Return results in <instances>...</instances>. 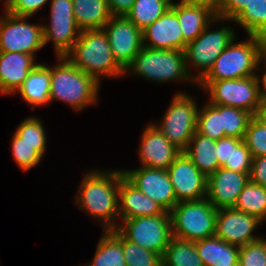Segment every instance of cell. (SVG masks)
I'll list each match as a JSON object with an SVG mask.
<instances>
[{"label":"cell","mask_w":266,"mask_h":266,"mask_svg":"<svg viewBox=\"0 0 266 266\" xmlns=\"http://www.w3.org/2000/svg\"><path fill=\"white\" fill-rule=\"evenodd\" d=\"M51 67L37 64L28 74L19 91L22 99L32 108L50 103Z\"/></svg>","instance_id":"24"},{"label":"cell","mask_w":266,"mask_h":266,"mask_svg":"<svg viewBox=\"0 0 266 266\" xmlns=\"http://www.w3.org/2000/svg\"><path fill=\"white\" fill-rule=\"evenodd\" d=\"M209 26L211 23L195 40L187 43L184 51L187 72L190 71L188 62L200 70L194 78L195 83L209 72L218 56L235 39V32L232 28L223 26L209 32Z\"/></svg>","instance_id":"10"},{"label":"cell","mask_w":266,"mask_h":266,"mask_svg":"<svg viewBox=\"0 0 266 266\" xmlns=\"http://www.w3.org/2000/svg\"><path fill=\"white\" fill-rule=\"evenodd\" d=\"M14 2V0H5V10H7L11 5L12 3Z\"/></svg>","instance_id":"48"},{"label":"cell","mask_w":266,"mask_h":266,"mask_svg":"<svg viewBox=\"0 0 266 266\" xmlns=\"http://www.w3.org/2000/svg\"><path fill=\"white\" fill-rule=\"evenodd\" d=\"M46 2L48 0H14L6 11L17 16L31 17L40 8H43Z\"/></svg>","instance_id":"40"},{"label":"cell","mask_w":266,"mask_h":266,"mask_svg":"<svg viewBox=\"0 0 266 266\" xmlns=\"http://www.w3.org/2000/svg\"><path fill=\"white\" fill-rule=\"evenodd\" d=\"M250 181L266 188V155L253 157Z\"/></svg>","instance_id":"42"},{"label":"cell","mask_w":266,"mask_h":266,"mask_svg":"<svg viewBox=\"0 0 266 266\" xmlns=\"http://www.w3.org/2000/svg\"><path fill=\"white\" fill-rule=\"evenodd\" d=\"M266 125V105H262L256 115Z\"/></svg>","instance_id":"47"},{"label":"cell","mask_w":266,"mask_h":266,"mask_svg":"<svg viewBox=\"0 0 266 266\" xmlns=\"http://www.w3.org/2000/svg\"><path fill=\"white\" fill-rule=\"evenodd\" d=\"M244 141L252 157L266 155V125L257 116L249 121Z\"/></svg>","instance_id":"36"},{"label":"cell","mask_w":266,"mask_h":266,"mask_svg":"<svg viewBox=\"0 0 266 266\" xmlns=\"http://www.w3.org/2000/svg\"><path fill=\"white\" fill-rule=\"evenodd\" d=\"M210 94L209 103L243 109L256 116L262 106L257 75L240 79L199 81Z\"/></svg>","instance_id":"7"},{"label":"cell","mask_w":266,"mask_h":266,"mask_svg":"<svg viewBox=\"0 0 266 266\" xmlns=\"http://www.w3.org/2000/svg\"><path fill=\"white\" fill-rule=\"evenodd\" d=\"M249 175L224 167L207 177L206 199L217 209L234 207Z\"/></svg>","instance_id":"17"},{"label":"cell","mask_w":266,"mask_h":266,"mask_svg":"<svg viewBox=\"0 0 266 266\" xmlns=\"http://www.w3.org/2000/svg\"><path fill=\"white\" fill-rule=\"evenodd\" d=\"M140 139L139 157L142 167L167 170L181 151L156 127L149 124Z\"/></svg>","instance_id":"18"},{"label":"cell","mask_w":266,"mask_h":266,"mask_svg":"<svg viewBox=\"0 0 266 266\" xmlns=\"http://www.w3.org/2000/svg\"><path fill=\"white\" fill-rule=\"evenodd\" d=\"M0 19V51L32 55L44 47L43 25L27 23L30 17L17 16L5 10Z\"/></svg>","instance_id":"11"},{"label":"cell","mask_w":266,"mask_h":266,"mask_svg":"<svg viewBox=\"0 0 266 266\" xmlns=\"http://www.w3.org/2000/svg\"><path fill=\"white\" fill-rule=\"evenodd\" d=\"M103 30L115 60L125 70L143 47L142 31L125 16H112Z\"/></svg>","instance_id":"13"},{"label":"cell","mask_w":266,"mask_h":266,"mask_svg":"<svg viewBox=\"0 0 266 266\" xmlns=\"http://www.w3.org/2000/svg\"><path fill=\"white\" fill-rule=\"evenodd\" d=\"M260 223L255 216L234 207L218 209L215 235L231 245L242 247L261 238L252 233Z\"/></svg>","instance_id":"16"},{"label":"cell","mask_w":266,"mask_h":266,"mask_svg":"<svg viewBox=\"0 0 266 266\" xmlns=\"http://www.w3.org/2000/svg\"><path fill=\"white\" fill-rule=\"evenodd\" d=\"M124 177L139 191L157 202L166 212L178 203L167 170L140 167L124 170Z\"/></svg>","instance_id":"14"},{"label":"cell","mask_w":266,"mask_h":266,"mask_svg":"<svg viewBox=\"0 0 266 266\" xmlns=\"http://www.w3.org/2000/svg\"><path fill=\"white\" fill-rule=\"evenodd\" d=\"M117 230L130 242L163 256L172 236L171 214L123 220Z\"/></svg>","instance_id":"8"},{"label":"cell","mask_w":266,"mask_h":266,"mask_svg":"<svg viewBox=\"0 0 266 266\" xmlns=\"http://www.w3.org/2000/svg\"><path fill=\"white\" fill-rule=\"evenodd\" d=\"M246 30L248 35L266 39V0H250L233 19Z\"/></svg>","instance_id":"31"},{"label":"cell","mask_w":266,"mask_h":266,"mask_svg":"<svg viewBox=\"0 0 266 266\" xmlns=\"http://www.w3.org/2000/svg\"><path fill=\"white\" fill-rule=\"evenodd\" d=\"M239 266H266V239L243 245L239 249Z\"/></svg>","instance_id":"39"},{"label":"cell","mask_w":266,"mask_h":266,"mask_svg":"<svg viewBox=\"0 0 266 266\" xmlns=\"http://www.w3.org/2000/svg\"><path fill=\"white\" fill-rule=\"evenodd\" d=\"M122 249L127 266H162V256L130 242L122 235Z\"/></svg>","instance_id":"35"},{"label":"cell","mask_w":266,"mask_h":266,"mask_svg":"<svg viewBox=\"0 0 266 266\" xmlns=\"http://www.w3.org/2000/svg\"><path fill=\"white\" fill-rule=\"evenodd\" d=\"M217 211L206 198L178 202L170 212L172 236L195 242L215 235Z\"/></svg>","instance_id":"6"},{"label":"cell","mask_w":266,"mask_h":266,"mask_svg":"<svg viewBox=\"0 0 266 266\" xmlns=\"http://www.w3.org/2000/svg\"><path fill=\"white\" fill-rule=\"evenodd\" d=\"M177 202L206 198L207 177L181 152L167 169Z\"/></svg>","instance_id":"15"},{"label":"cell","mask_w":266,"mask_h":266,"mask_svg":"<svg viewBox=\"0 0 266 266\" xmlns=\"http://www.w3.org/2000/svg\"><path fill=\"white\" fill-rule=\"evenodd\" d=\"M250 0H220L217 17L233 20Z\"/></svg>","instance_id":"41"},{"label":"cell","mask_w":266,"mask_h":266,"mask_svg":"<svg viewBox=\"0 0 266 266\" xmlns=\"http://www.w3.org/2000/svg\"><path fill=\"white\" fill-rule=\"evenodd\" d=\"M15 134L23 142L36 146V151L43 157L46 151V133L43 124L38 118L29 117L21 122Z\"/></svg>","instance_id":"34"},{"label":"cell","mask_w":266,"mask_h":266,"mask_svg":"<svg viewBox=\"0 0 266 266\" xmlns=\"http://www.w3.org/2000/svg\"><path fill=\"white\" fill-rule=\"evenodd\" d=\"M135 0H107L112 16H125L133 6Z\"/></svg>","instance_id":"44"},{"label":"cell","mask_w":266,"mask_h":266,"mask_svg":"<svg viewBox=\"0 0 266 266\" xmlns=\"http://www.w3.org/2000/svg\"><path fill=\"white\" fill-rule=\"evenodd\" d=\"M252 155L243 139L231 137L230 164L224 168L250 175Z\"/></svg>","instance_id":"38"},{"label":"cell","mask_w":266,"mask_h":266,"mask_svg":"<svg viewBox=\"0 0 266 266\" xmlns=\"http://www.w3.org/2000/svg\"><path fill=\"white\" fill-rule=\"evenodd\" d=\"M253 117L246 110L221 105V122L226 137L244 140L249 121Z\"/></svg>","instance_id":"33"},{"label":"cell","mask_w":266,"mask_h":266,"mask_svg":"<svg viewBox=\"0 0 266 266\" xmlns=\"http://www.w3.org/2000/svg\"><path fill=\"white\" fill-rule=\"evenodd\" d=\"M58 59L59 63L51 67L50 102L60 100L77 111L98 102L99 83L66 57Z\"/></svg>","instance_id":"4"},{"label":"cell","mask_w":266,"mask_h":266,"mask_svg":"<svg viewBox=\"0 0 266 266\" xmlns=\"http://www.w3.org/2000/svg\"><path fill=\"white\" fill-rule=\"evenodd\" d=\"M183 152L206 177H209L219 168L216 140L214 139L195 132Z\"/></svg>","instance_id":"26"},{"label":"cell","mask_w":266,"mask_h":266,"mask_svg":"<svg viewBox=\"0 0 266 266\" xmlns=\"http://www.w3.org/2000/svg\"><path fill=\"white\" fill-rule=\"evenodd\" d=\"M196 132L214 140L226 137L221 122V105L208 104L198 112Z\"/></svg>","instance_id":"32"},{"label":"cell","mask_w":266,"mask_h":266,"mask_svg":"<svg viewBox=\"0 0 266 266\" xmlns=\"http://www.w3.org/2000/svg\"><path fill=\"white\" fill-rule=\"evenodd\" d=\"M76 25L81 31L103 29L112 17L107 0H72Z\"/></svg>","instance_id":"25"},{"label":"cell","mask_w":266,"mask_h":266,"mask_svg":"<svg viewBox=\"0 0 266 266\" xmlns=\"http://www.w3.org/2000/svg\"><path fill=\"white\" fill-rule=\"evenodd\" d=\"M84 266H127L122 249V234L117 229L104 231L93 261Z\"/></svg>","instance_id":"27"},{"label":"cell","mask_w":266,"mask_h":266,"mask_svg":"<svg viewBox=\"0 0 266 266\" xmlns=\"http://www.w3.org/2000/svg\"><path fill=\"white\" fill-rule=\"evenodd\" d=\"M12 137V153L19 168L27 172L37 166L42 156L36 151V146L23 142L15 133Z\"/></svg>","instance_id":"37"},{"label":"cell","mask_w":266,"mask_h":266,"mask_svg":"<svg viewBox=\"0 0 266 266\" xmlns=\"http://www.w3.org/2000/svg\"><path fill=\"white\" fill-rule=\"evenodd\" d=\"M142 44L154 50L185 51L187 43L183 40L177 14L171 8L142 30Z\"/></svg>","instance_id":"19"},{"label":"cell","mask_w":266,"mask_h":266,"mask_svg":"<svg viewBox=\"0 0 266 266\" xmlns=\"http://www.w3.org/2000/svg\"><path fill=\"white\" fill-rule=\"evenodd\" d=\"M170 214L157 202L139 191L125 177L119 185V219L128 220L141 216Z\"/></svg>","instance_id":"21"},{"label":"cell","mask_w":266,"mask_h":266,"mask_svg":"<svg viewBox=\"0 0 266 266\" xmlns=\"http://www.w3.org/2000/svg\"><path fill=\"white\" fill-rule=\"evenodd\" d=\"M50 4V24L43 25L44 46L52 40L57 58L65 57L81 33L74 18L73 1L51 0Z\"/></svg>","instance_id":"12"},{"label":"cell","mask_w":266,"mask_h":266,"mask_svg":"<svg viewBox=\"0 0 266 266\" xmlns=\"http://www.w3.org/2000/svg\"><path fill=\"white\" fill-rule=\"evenodd\" d=\"M263 62L266 66V57L263 59ZM264 68H266V67H264ZM263 71H264V73H263L262 79H260L259 78L260 76L257 75V80L259 83V95H260L262 105H266V69L265 70L263 69ZM260 83H263V84L261 85ZM260 86L263 87L262 88L263 90L261 89Z\"/></svg>","instance_id":"46"},{"label":"cell","mask_w":266,"mask_h":266,"mask_svg":"<svg viewBox=\"0 0 266 266\" xmlns=\"http://www.w3.org/2000/svg\"><path fill=\"white\" fill-rule=\"evenodd\" d=\"M65 57L99 84L102 76L119 77L125 74L113 56L109 39L103 29L81 31L78 40Z\"/></svg>","instance_id":"2"},{"label":"cell","mask_w":266,"mask_h":266,"mask_svg":"<svg viewBox=\"0 0 266 266\" xmlns=\"http://www.w3.org/2000/svg\"><path fill=\"white\" fill-rule=\"evenodd\" d=\"M170 8L177 14L183 40L186 43L195 40L210 23L215 21L223 23L224 20L203 6L172 2Z\"/></svg>","instance_id":"22"},{"label":"cell","mask_w":266,"mask_h":266,"mask_svg":"<svg viewBox=\"0 0 266 266\" xmlns=\"http://www.w3.org/2000/svg\"><path fill=\"white\" fill-rule=\"evenodd\" d=\"M195 99L185 93H177L165 112L161 124L156 127L181 152H183L196 132L200 109Z\"/></svg>","instance_id":"9"},{"label":"cell","mask_w":266,"mask_h":266,"mask_svg":"<svg viewBox=\"0 0 266 266\" xmlns=\"http://www.w3.org/2000/svg\"><path fill=\"white\" fill-rule=\"evenodd\" d=\"M249 40L234 43V40L215 60L209 72L200 81L240 79L257 75L260 63L266 57V39L248 35Z\"/></svg>","instance_id":"3"},{"label":"cell","mask_w":266,"mask_h":266,"mask_svg":"<svg viewBox=\"0 0 266 266\" xmlns=\"http://www.w3.org/2000/svg\"><path fill=\"white\" fill-rule=\"evenodd\" d=\"M234 208L255 216L263 223L266 220V188L249 180L238 196Z\"/></svg>","instance_id":"30"},{"label":"cell","mask_w":266,"mask_h":266,"mask_svg":"<svg viewBox=\"0 0 266 266\" xmlns=\"http://www.w3.org/2000/svg\"><path fill=\"white\" fill-rule=\"evenodd\" d=\"M217 159L219 168L224 164H230L231 137H224L216 140Z\"/></svg>","instance_id":"43"},{"label":"cell","mask_w":266,"mask_h":266,"mask_svg":"<svg viewBox=\"0 0 266 266\" xmlns=\"http://www.w3.org/2000/svg\"><path fill=\"white\" fill-rule=\"evenodd\" d=\"M124 177L123 170H93L86 173L75 197L77 206L86 210L93 218L101 219L103 231L118 228L115 225L119 217V185Z\"/></svg>","instance_id":"1"},{"label":"cell","mask_w":266,"mask_h":266,"mask_svg":"<svg viewBox=\"0 0 266 266\" xmlns=\"http://www.w3.org/2000/svg\"><path fill=\"white\" fill-rule=\"evenodd\" d=\"M171 3L170 0H135L125 17L142 31L160 18Z\"/></svg>","instance_id":"29"},{"label":"cell","mask_w":266,"mask_h":266,"mask_svg":"<svg viewBox=\"0 0 266 266\" xmlns=\"http://www.w3.org/2000/svg\"><path fill=\"white\" fill-rule=\"evenodd\" d=\"M220 0H181L180 2L187 5H195V6H203L211 11H213L216 15L218 14Z\"/></svg>","instance_id":"45"},{"label":"cell","mask_w":266,"mask_h":266,"mask_svg":"<svg viewBox=\"0 0 266 266\" xmlns=\"http://www.w3.org/2000/svg\"><path fill=\"white\" fill-rule=\"evenodd\" d=\"M34 60L29 54L0 51V93H16L38 64Z\"/></svg>","instance_id":"20"},{"label":"cell","mask_w":266,"mask_h":266,"mask_svg":"<svg viewBox=\"0 0 266 266\" xmlns=\"http://www.w3.org/2000/svg\"><path fill=\"white\" fill-rule=\"evenodd\" d=\"M195 246L203 266L238 265L240 247L231 245L216 235L195 241Z\"/></svg>","instance_id":"23"},{"label":"cell","mask_w":266,"mask_h":266,"mask_svg":"<svg viewBox=\"0 0 266 266\" xmlns=\"http://www.w3.org/2000/svg\"><path fill=\"white\" fill-rule=\"evenodd\" d=\"M124 72H134L158 83L177 79L190 80L189 82L194 80V75H190L186 70L184 51L174 49L154 50L143 46Z\"/></svg>","instance_id":"5"},{"label":"cell","mask_w":266,"mask_h":266,"mask_svg":"<svg viewBox=\"0 0 266 266\" xmlns=\"http://www.w3.org/2000/svg\"><path fill=\"white\" fill-rule=\"evenodd\" d=\"M162 266H203L195 242L172 237L162 256Z\"/></svg>","instance_id":"28"}]
</instances>
